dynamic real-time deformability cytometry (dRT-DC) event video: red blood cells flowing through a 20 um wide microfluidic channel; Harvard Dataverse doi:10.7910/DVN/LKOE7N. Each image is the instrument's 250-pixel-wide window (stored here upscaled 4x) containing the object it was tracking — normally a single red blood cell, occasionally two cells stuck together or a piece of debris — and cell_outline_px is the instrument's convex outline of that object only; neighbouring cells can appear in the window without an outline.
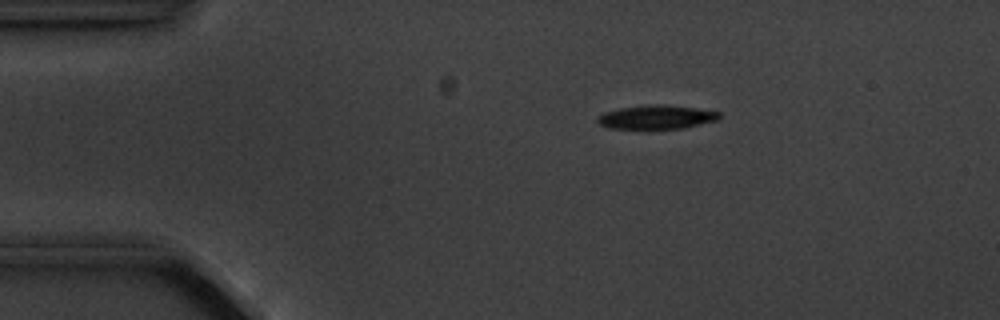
{"species": "common noctule bat (a hibernating species)", "species_latin": "Nyctalus noctula", "temperature_condition": "cold", "stored_images_in_passage": 9, "camera_frame_rate_fps": 3000, "um_per_image_px": 0.085, "animal": {"sex": "male", "body_mass_g": 20.1, "forearm_length_mm": 53.5}, "frame": {"image": 1, "passage_image": 2, "time_ms": 1.333, "image_size_px": [1000, 320], "cell_outline_px": [[720, 116], [716, 120], [684, 128], [608, 128], [600, 124], [596, 120], [604, 112], [620, 108], [652, 104], [656, 104], [696, 108], [720, 112]], "centroid_in_image_um": [55.79, 9.95], "position_along_channel_um": 29.2, "area_um2": 16.53}}
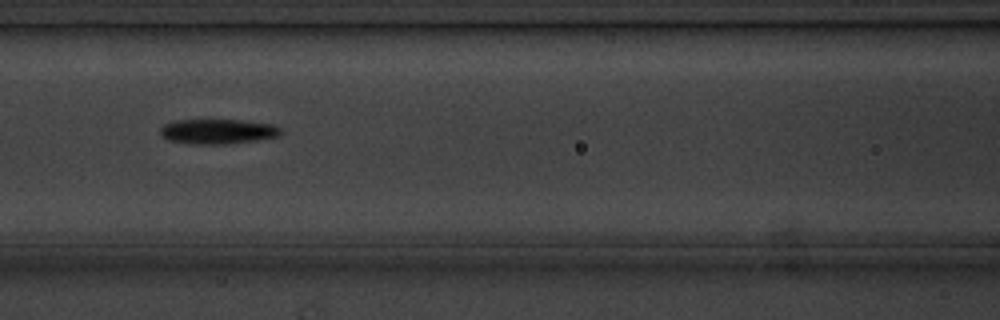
{"frame": {"image": 2, "passage_image": 6, "time_ms": 6.0, "image_size_px": [1000, 320], "cell_outline_px": [[280, 136], [256, 140], [228, 144], [188, 144], [168, 140], [160, 136], [160, 128], [164, 124], [176, 120], [244, 120], [276, 124], [280, 128]], "centroid_in_image_um": [18.5, 11.17], "position_along_channel_um": 148.1, "area_um2": 17.74}}